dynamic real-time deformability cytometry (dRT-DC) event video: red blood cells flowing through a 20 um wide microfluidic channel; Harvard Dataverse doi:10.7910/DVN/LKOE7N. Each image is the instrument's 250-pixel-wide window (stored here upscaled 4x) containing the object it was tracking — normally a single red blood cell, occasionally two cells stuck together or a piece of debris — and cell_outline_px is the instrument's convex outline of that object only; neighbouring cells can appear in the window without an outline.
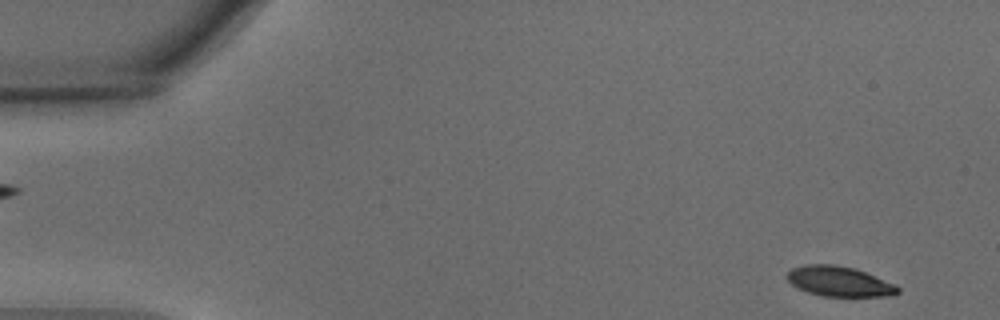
{"species": "common noctule bat (a hibernating species)", "species_latin": "Nyctalus noctula", "temperature_condition": "warm", "stored_images_in_passage": 17, "camera_frame_rate_fps": 3000, "um_per_image_px": 0.085, "animal": {"sex": "male", "body_mass_g": 15.6}, "frame": {"image": 1, "passage_image": 3, "time_ms": 0.667, "image_size_px": [1000, 320], "cell_outline_px": [[900, 292], [888, 296], [824, 296], [808, 292], [796, 288], [784, 276], [792, 268], [804, 264], [832, 264], [856, 268], [896, 284], [900, 288]], "centroid_in_image_um": [71.33, 23.91], "position_along_channel_um": 13.7, "area_um2": 19.59}}
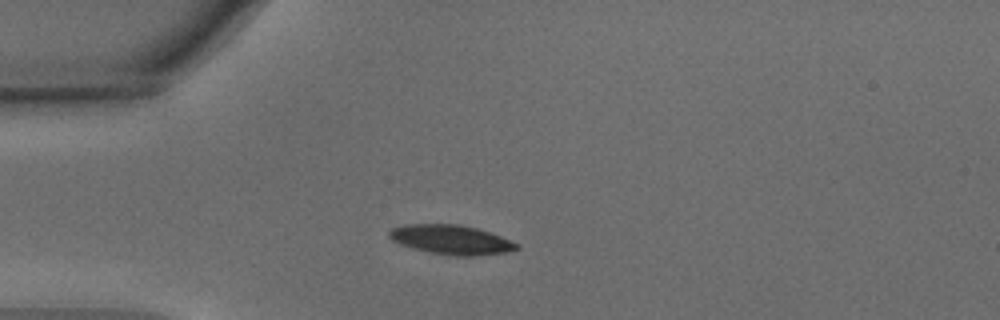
{"frame": {"image": 2, "passage_image": 14, "time_ms": 4.333, "image_size_px": [1000, 320], "cell_outline_px": [[520, 248], [504, 252], [476, 256], [456, 256], [432, 252], [412, 248], [400, 244], [392, 240], [388, 236], [388, 232], [392, 228], [404, 224], [456, 224], [476, 228], [500, 236], [520, 244]], "centroid_in_image_um": [38.33, 20.37], "position_along_channel_um": 46.7, "area_um2": 21.68}}